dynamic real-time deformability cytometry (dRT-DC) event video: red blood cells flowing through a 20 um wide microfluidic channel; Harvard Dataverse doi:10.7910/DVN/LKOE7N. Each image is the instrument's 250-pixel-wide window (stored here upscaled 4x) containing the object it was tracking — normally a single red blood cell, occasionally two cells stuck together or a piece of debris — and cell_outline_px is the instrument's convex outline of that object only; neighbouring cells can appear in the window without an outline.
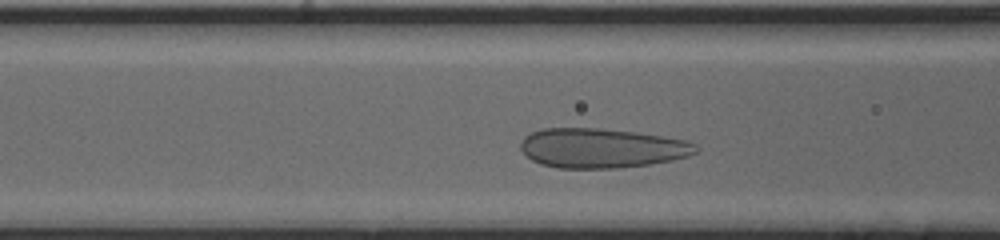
{"species": "human", "species_latin": "Homo sapiens", "temperature_condition": "cold", "stored_images_in_passage": 31, "camera_frame_rate_fps": 3000, "um_per_image_px": 0.085, "donor": {"sex": "male"}, "frame": {"image": 1, "passage_image": 8, "time_ms": 2.333, "image_size_px": [1000, 240], "cell_outline_px": [[700, 148], [696, 152], [688, 156], [672, 160], [648, 164], [620, 168], [556, 168], [540, 164], [532, 160], [520, 148], [520, 144], [524, 136], [532, 132], [544, 128], [596, 128], [636, 132], [684, 140], [696, 144]], "centroid_in_image_um": [51.13, 12.59], "position_along_channel_um": 115.5, "area_um2": 40.34}}
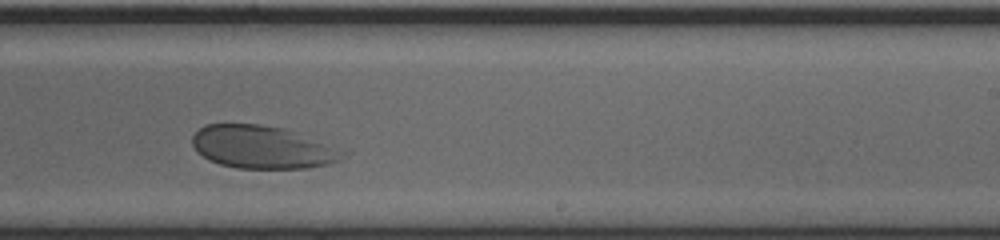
{"frame": {"image": 2, "passage_image": 20, "time_ms": 6.333, "image_size_px": [1000, 240], "cell_outline_px": [[348, 156], [340, 160], [328, 164], [308, 168], [236, 168], [220, 164], [208, 160], [196, 152], [192, 144], [192, 136], [204, 124], [260, 124], [284, 128], [336, 148]], "centroid_in_image_um": [22.22, 12.51], "position_along_channel_um": 266.8, "area_um2": 37.28}}
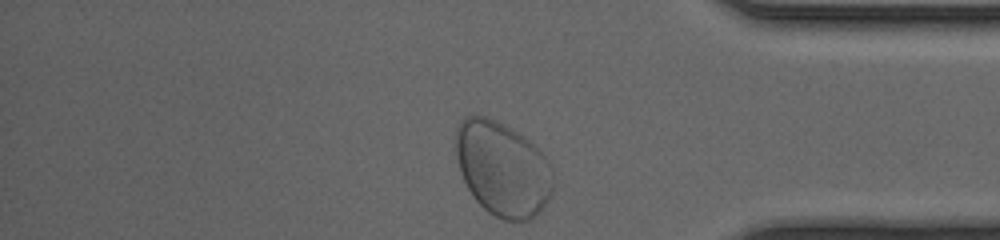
{"frame": {"image": 3, "passage_image": 31, "time_ms": 10.0, "image_size_px": [1000, 240], "cell_outline_px": [[552, 192], [548, 200], [540, 212], [536, 216], [528, 220], [504, 220], [488, 212], [472, 196], [460, 172], [456, 156], [456, 128], [464, 116], [488, 116], [496, 120], [516, 132], [528, 140], [548, 160], [552, 168]], "centroid_in_image_um": [42.71, 14.35], "position_along_channel_um": 392.5, "area_um2": 53.35}}